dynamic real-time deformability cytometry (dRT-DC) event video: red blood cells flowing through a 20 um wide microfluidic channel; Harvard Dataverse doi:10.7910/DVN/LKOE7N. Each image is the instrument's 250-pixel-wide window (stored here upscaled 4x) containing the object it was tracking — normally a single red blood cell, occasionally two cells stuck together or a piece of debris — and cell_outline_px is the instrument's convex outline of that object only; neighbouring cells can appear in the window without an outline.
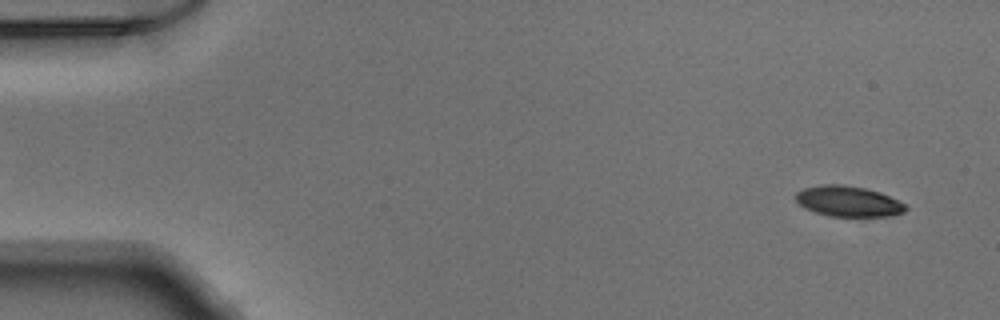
{"species": "Egyptian fruit bat (a non-hibernating species)", "species_latin": "Rousettus aegyptiacus", "temperature_condition": "warm", "stored_images_in_passage": 51, "camera_frame_rate_fps": 3000, "um_per_image_px": 0.085, "animal": {"sex": "male"}, "frame": {"image": 1, "passage_image": 3, "time_ms": 0.667, "image_size_px": [1000, 320], "cell_outline_px": [[908, 208], [904, 212], [884, 216], [828, 216], [804, 208], [796, 200], [796, 192], [804, 188], [820, 184], [844, 184], [864, 188], [880, 192], [900, 200], [908, 204]], "centroid_in_image_um": [72.12, 17.1], "position_along_channel_um": 12.9, "area_um2": 19.71}}
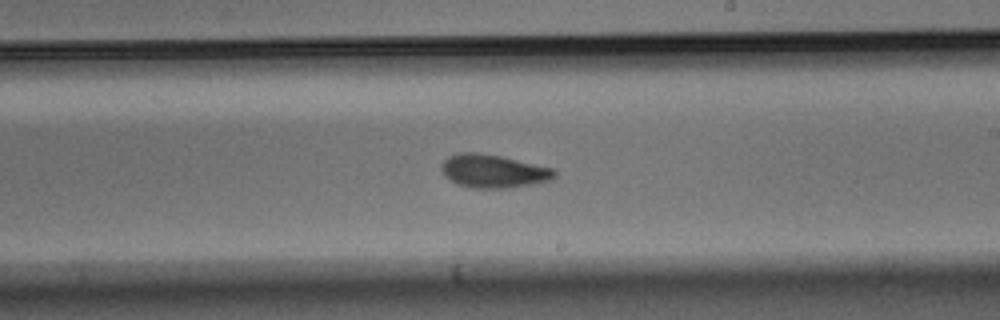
{"frame": {"image": 2, "passage_image": 30, "time_ms": 9.667, "image_size_px": [1000, 320], "cell_outline_px": [[556, 176], [552, 180], [532, 184], [508, 188], [468, 188], [456, 184], [444, 176], [440, 168], [440, 164], [448, 156], [460, 152], [476, 152], [500, 156], [552, 168], [556, 172]], "centroid_in_image_um": [41.88, 14.55], "position_along_channel_um": 247.1, "area_um2": 22.08}}
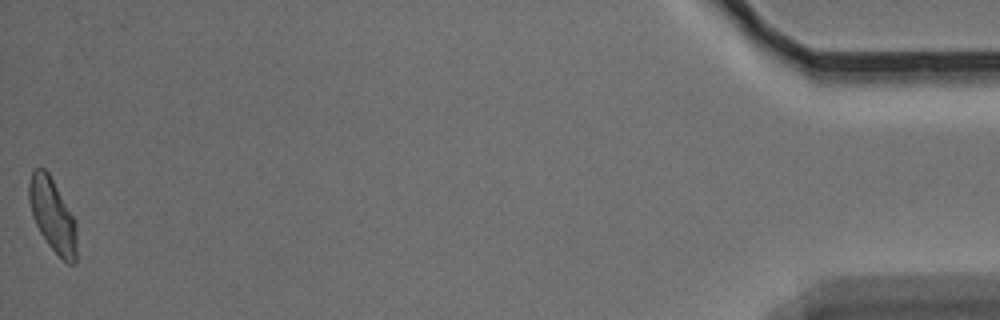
{"frame": {"image": 3, "passage_image": 51, "time_ms": 16.667, "image_size_px": [1000, 320], "cell_outline_px": [[76, 264], [68, 264], [48, 244], [40, 232], [32, 216], [28, 200], [28, 184], [32, 172], [36, 168], [44, 168], [48, 172], [76, 220]], "centroid_in_image_um": [4.46, 18.29], "position_along_channel_um": 430.7, "area_um2": 20.35}}